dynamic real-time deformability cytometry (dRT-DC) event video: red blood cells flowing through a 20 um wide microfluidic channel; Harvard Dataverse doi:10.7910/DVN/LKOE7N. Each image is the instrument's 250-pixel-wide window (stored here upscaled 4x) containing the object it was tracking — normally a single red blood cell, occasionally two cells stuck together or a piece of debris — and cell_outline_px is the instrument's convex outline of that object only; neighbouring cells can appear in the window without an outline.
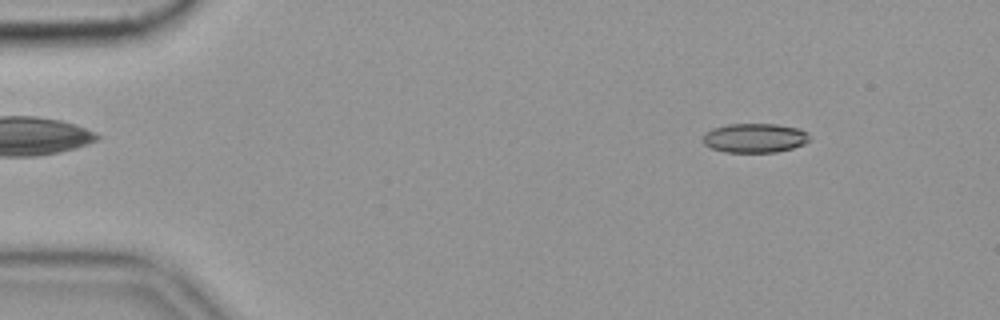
{"species": "common noctule bat (a hibernating species)", "species_latin": "Nyctalus noctula", "temperature_condition": "cold", "stored_images_in_passage": 56, "camera_frame_rate_fps": 3000, "um_per_image_px": 0.085, "animal": {"sex": "female", "body_mass_g": 19.9}, "frame": {"image": 1, "passage_image": 7, "time_ms": 2.0, "image_size_px": [1000, 320], "cell_outline_px": [[808, 140], [804, 144], [792, 148], [776, 152], [724, 152], [712, 148], [704, 144], [700, 140], [700, 136], [704, 132], [712, 128], [728, 124], [776, 124], [800, 128], [808, 132]], "centroid_in_image_um": [64.09, 11.72], "position_along_channel_um": 20.9, "area_um2": 18.44}}
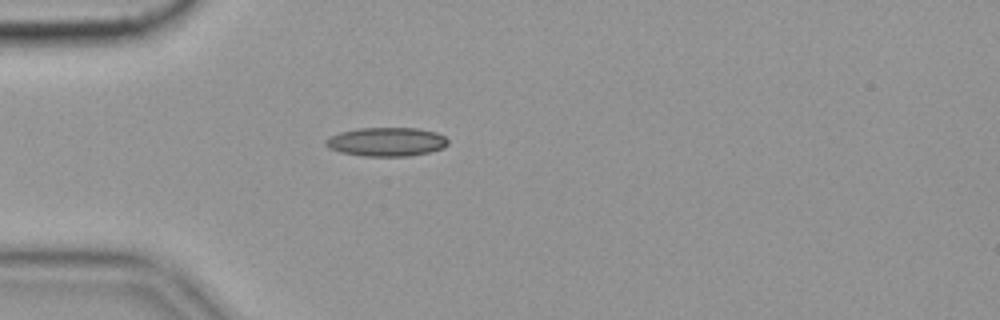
{"frame": {"image": 2, "passage_image": 16, "time_ms": 5.0, "image_size_px": [1000, 320], "cell_outline_px": [[448, 144], [444, 148], [428, 152], [408, 156], [364, 156], [340, 152], [328, 148], [324, 144], [324, 140], [340, 132], [360, 128], [420, 128], [436, 132], [444, 136], [448, 140]], "centroid_in_image_um": [32.86, 12.05], "position_along_channel_um": 52.1, "area_um2": 20.58}, "authors_computed_cell_mechanics": {"area_um2": 18.6694, "velocity_mm_per_s": 3.553, "shape_relaxation_time_tau1_ms": 9.2924, "shape_relaxation_time_tau2_ms": 9.5241, "deformation_change_tau1": 0.19, "deformation_change_tau2": 0.183}}